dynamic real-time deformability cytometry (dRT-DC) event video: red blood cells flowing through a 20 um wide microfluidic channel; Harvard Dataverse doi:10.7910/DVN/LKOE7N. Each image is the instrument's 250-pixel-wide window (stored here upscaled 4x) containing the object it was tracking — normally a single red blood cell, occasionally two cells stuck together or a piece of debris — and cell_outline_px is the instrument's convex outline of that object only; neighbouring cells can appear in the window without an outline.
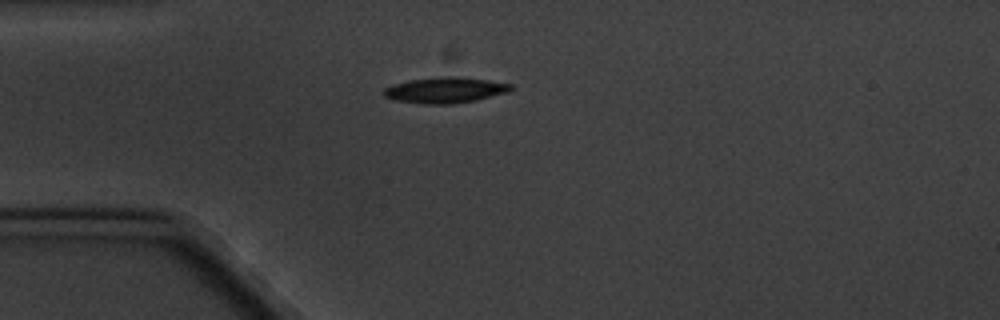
{"species": "common noctule bat (a hibernating species)", "species_latin": "Nyctalus noctula", "temperature_condition": "cold", "stored_images_in_passage": 8, "camera_frame_rate_fps": 3000, "um_per_image_px": 0.085, "animal": {"sex": "male", "body_mass_g": 20.1, "forearm_length_mm": 53.5}, "frame": {"image": 1, "passage_image": 1, "time_ms": 0.0, "image_size_px": [1000, 320], "cell_outline_px": [[516, 88], [508, 92], [476, 100], [452, 104], [420, 104], [396, 100], [384, 96], [380, 92], [384, 88], [392, 84], [408, 80], [440, 76], [460, 76], [488, 80], [512, 84]], "centroid_in_image_um": [37.83, 7.65], "position_along_channel_um": 47.2, "area_um2": 19.48}}
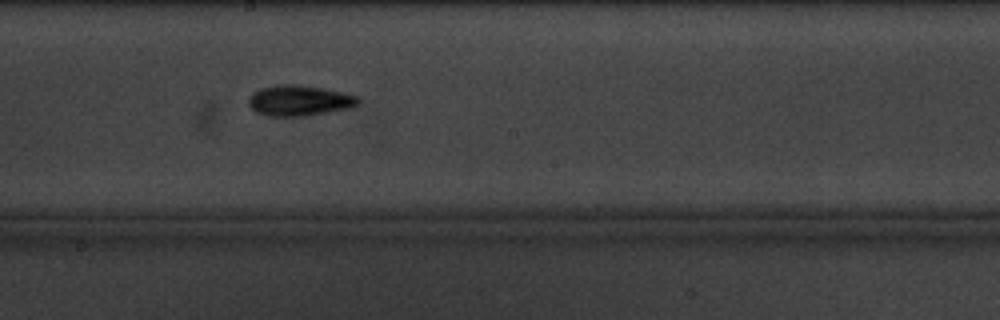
{"frame": {"image": 2, "passage_image": 6, "time_ms": 5.667, "image_size_px": [1000, 320], "cell_outline_px": [[360, 104], [352, 108], [304, 116], [268, 116], [256, 112], [248, 104], [248, 96], [252, 92], [260, 88], [276, 84], [296, 84], [324, 88], [344, 92], [360, 96]], "centroid_in_image_um": [25.46, 8.53], "position_along_channel_um": 222.7, "area_um2": 20.0}}
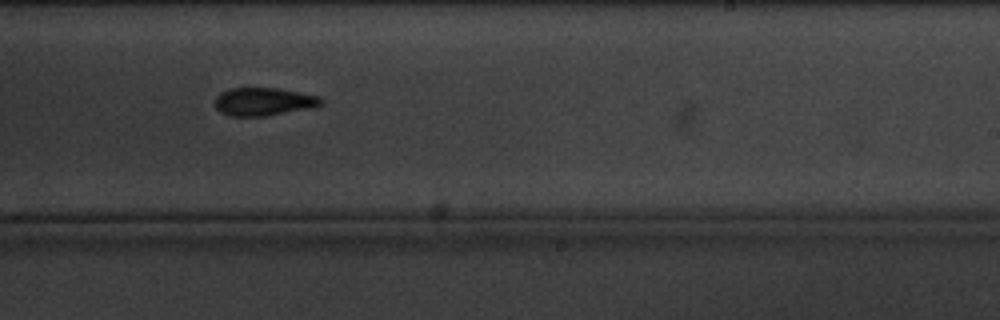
{"frame": {"image": 3, "passage_image": 7, "time_ms": 7.0, "image_size_px": [1000, 320], "cell_outline_px": [[324, 104], [316, 108], [264, 116], [232, 116], [220, 112], [216, 108], [216, 96], [220, 92], [228, 88], [276, 88], [300, 92], [320, 96], [324, 100]], "centroid_in_image_um": [22.47, 8.64], "position_along_channel_um": 266.5, "area_um2": 17.63}}